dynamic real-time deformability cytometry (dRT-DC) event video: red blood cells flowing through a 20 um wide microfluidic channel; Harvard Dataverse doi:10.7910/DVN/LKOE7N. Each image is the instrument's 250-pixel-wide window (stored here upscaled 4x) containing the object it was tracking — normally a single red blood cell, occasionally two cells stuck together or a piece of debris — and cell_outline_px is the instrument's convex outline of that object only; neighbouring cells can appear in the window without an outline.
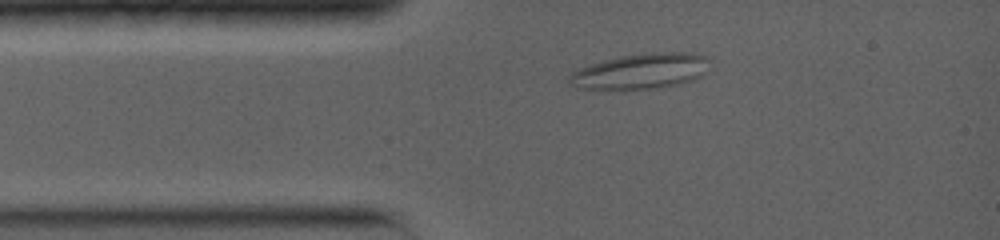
{"species": "common noctule bat (a hibernating species)", "species_latin": "Nyctalus noctula", "temperature_condition": "warm", "stored_images_in_passage": 35, "segment_of_instrument_passage": [1, 2], "camera_frame_rate_fps": 5000, "um_per_image_px": 0.085, "animal": {"sex": "female", "body_mass_g": 19.0, "forearm_length_mm": 56.7}, "frame": {"image": 1, "passage_image": 1, "time_ms": 0.0, "image_size_px": [1000, 240], "cell_outline_px": [[704, 72], [700, 76], [692, 80], [676, 84], [656, 88], [624, 92], [580, 88], [568, 84], [568, 76], [576, 68], [604, 60], [620, 56], [652, 52], [696, 52], [704, 56]], "centroid_in_image_um": [54.32, 6.09], "position_along_channel_um": 30.7, "area_um2": 29.48}}
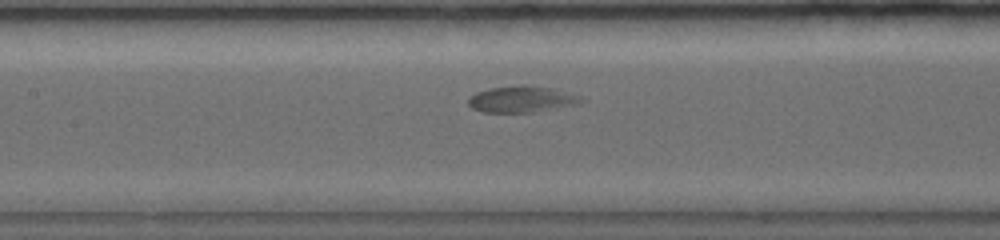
{"frame": {"image": 2, "passage_image": 12, "time_ms": 4.0, "image_size_px": [1000, 240], "cell_outline_px": [[588, 100], [580, 104], [532, 112], [484, 112], [472, 108], [468, 104], [468, 96], [476, 92], [488, 88], [520, 84], [528, 84], [552, 88], [580, 96]], "centroid_in_image_um": [44.35, 8.41], "position_along_channel_um": 163.0, "area_um2": 17.63}}
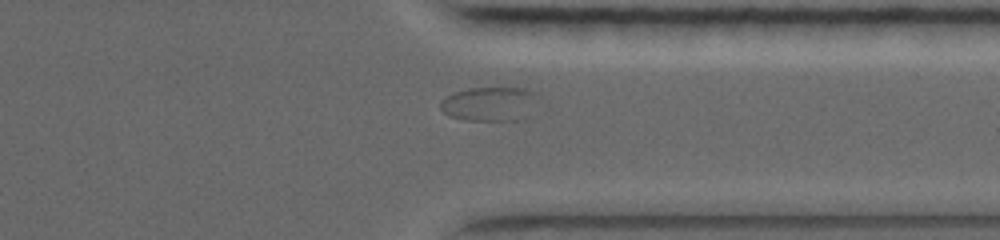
{"frame": {"image": 3, "passage_image": 28, "time_ms": 9.6, "image_size_px": [1000, 240], "cell_outline_px": [[536, 96], [524, 120], [464, 120], [448, 116], [440, 108], [440, 100], [456, 92], [468, 88], [524, 88], [536, 92]], "centroid_in_image_um": [41.56, 8.83], "position_along_channel_um": 369.8, "area_um2": 19.19}}